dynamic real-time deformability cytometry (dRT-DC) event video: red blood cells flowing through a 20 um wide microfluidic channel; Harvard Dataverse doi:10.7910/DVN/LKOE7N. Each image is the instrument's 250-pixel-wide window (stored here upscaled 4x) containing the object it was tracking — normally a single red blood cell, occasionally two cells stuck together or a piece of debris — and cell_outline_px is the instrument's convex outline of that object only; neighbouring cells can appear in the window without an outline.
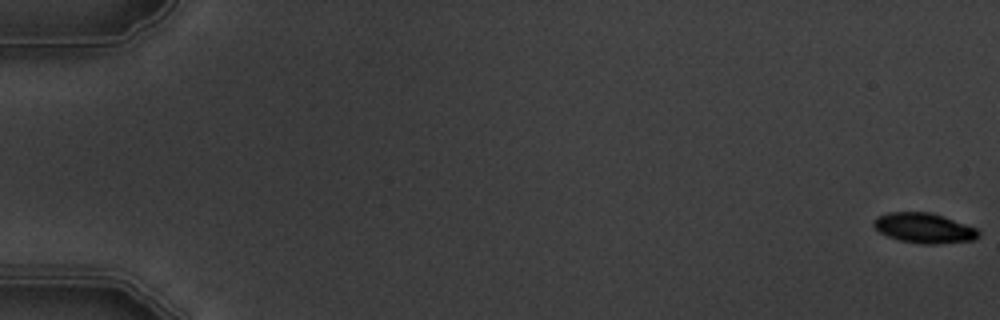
{"species": "common noctule bat (a hibernating species)", "species_latin": "Nyctalus noctula", "temperature_condition": "warm", "stored_images_in_passage": 5, "camera_frame_rate_fps": 3000, "um_per_image_px": 0.085, "animal": {"sex": "male", "body_mass_g": 19.5, "forearm_length_mm": 54.6}, "frame": {"image": 1, "passage_image": 1, "time_ms": 0.0, "image_size_px": [1000, 320], "cell_outline_px": [[980, 236], [972, 240], [936, 244], [924, 244], [900, 240], [888, 236], [880, 232], [872, 224], [876, 216], [888, 212], [928, 212], [976, 228], [980, 232]], "centroid_in_image_um": [78.51, 19.38], "position_along_channel_um": 6.5, "area_um2": 18.03}}